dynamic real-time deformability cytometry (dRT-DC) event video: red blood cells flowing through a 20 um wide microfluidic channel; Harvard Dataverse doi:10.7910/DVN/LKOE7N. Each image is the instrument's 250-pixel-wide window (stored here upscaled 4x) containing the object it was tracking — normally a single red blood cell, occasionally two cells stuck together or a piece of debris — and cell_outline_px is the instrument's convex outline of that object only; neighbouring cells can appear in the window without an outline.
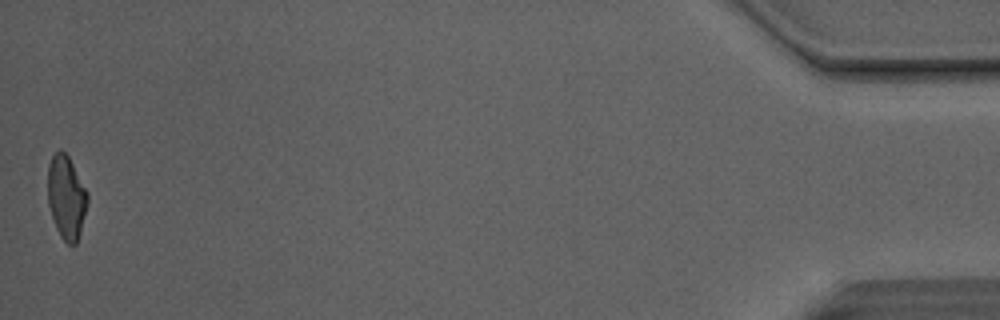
{"species": "Egyptian fruit bat (a non-hibernating species)", "species_latin": "Rousettus aegyptiacus", "temperature_condition": "room temperature", "stored_images_in_passage": 38, "camera_frame_rate_fps": 3000, "um_per_image_px": 0.085, "animal": {"sex": "male"}, "frame": {"image": 1, "passage_image": 38, "time_ms": 12.333, "image_size_px": [1000, 320], "cell_outline_px": [[88, 204], [80, 232], [76, 244], [68, 244], [60, 236], [56, 228], [48, 204], [48, 164], [52, 156], [60, 148], [68, 156], [88, 192]], "centroid_in_image_um": [5.64, 16.76], "position_along_channel_um": 429.6, "area_um2": 19.31}, "authors_computed_cell_mechanics": {"area_um2": 19.7676, "velocity_mm_per_s": 4.1394, "shape_relaxation_time_tau1_ms": 4.8866, "shape_relaxation_time_tau2_ms": 2.1228, "deformation_change_tau1": 0.1496, "deformation_change_tau2": 0.0841}}